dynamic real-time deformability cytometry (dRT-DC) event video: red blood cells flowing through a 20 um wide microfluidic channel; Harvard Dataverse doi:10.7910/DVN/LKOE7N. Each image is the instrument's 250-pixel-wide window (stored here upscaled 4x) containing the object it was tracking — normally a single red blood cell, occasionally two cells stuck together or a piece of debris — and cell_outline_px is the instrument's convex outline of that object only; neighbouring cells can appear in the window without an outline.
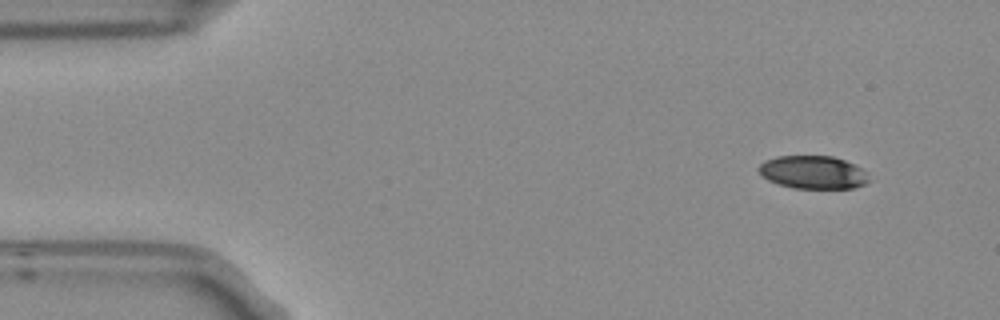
{"species": "Egyptian fruit bat (a non-hibernating species)", "species_latin": "Rousettus aegyptiacus", "temperature_condition": "room temperature", "stored_images_in_passage": 10, "camera_frame_rate_fps": 3000, "um_per_image_px": 0.085, "frame": {"image": 1, "passage_image": 1, "time_ms": 0.0, "image_size_px": [1000, 320], "cell_outline_px": [[868, 180], [864, 184], [852, 188], [792, 188], [768, 180], [756, 168], [764, 160], [776, 156], [832, 156], [844, 160], [860, 168], [864, 172]], "centroid_in_image_um": [69.05, 14.64], "position_along_channel_um": 16.0, "area_um2": 20.92}}
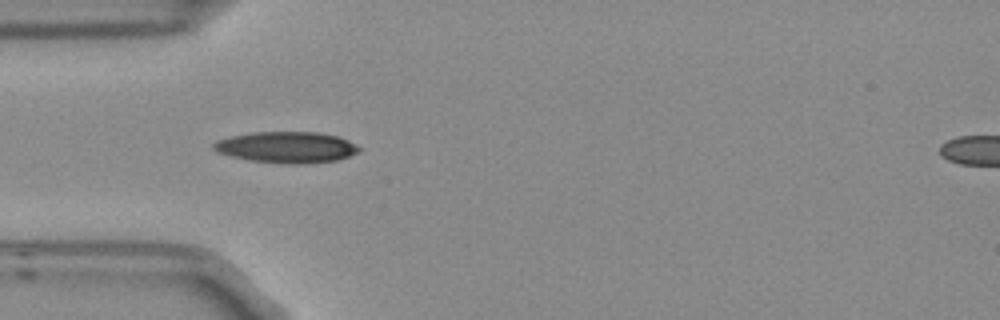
{"frame": {"image": 2, "passage_image": 4, "time_ms": 1.0, "image_size_px": [1000, 320], "cell_outline_px": [[360, 152], [336, 160], [300, 164], [292, 164], [252, 160], [232, 156], [216, 152], [212, 148], [212, 144], [216, 140], [232, 136], [252, 132], [316, 132], [340, 136], [356, 144], [360, 148]], "centroid_in_image_um": [24.37, 12.5], "position_along_channel_um": 60.6, "area_um2": 26.36}}